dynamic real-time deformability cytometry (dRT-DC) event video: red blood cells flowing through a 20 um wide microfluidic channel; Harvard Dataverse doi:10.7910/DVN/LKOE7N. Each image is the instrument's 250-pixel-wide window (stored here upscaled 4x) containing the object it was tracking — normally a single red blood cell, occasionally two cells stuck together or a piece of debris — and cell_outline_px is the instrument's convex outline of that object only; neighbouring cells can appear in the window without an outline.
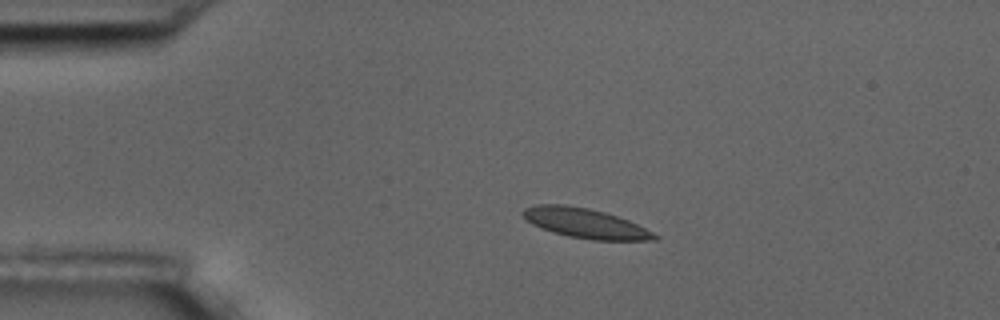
{"species": "common noctule bat (a hibernating species)", "species_latin": "Nyctalus noctula", "temperature_condition": "room temperature", "stored_images_in_passage": 4, "camera_frame_rate_fps": 3000, "um_per_image_px": 0.085, "animal": {"sex": "male", "body_mass_g": 17.5, "forearm_length_mm": 52.3}, "frame": {"image": 1, "passage_image": 3, "time_ms": 2.0, "image_size_px": [1000, 320], "cell_outline_px": [[660, 236], [656, 240], [592, 240], [568, 236], [552, 232], [540, 228], [524, 220], [520, 212], [524, 208], [540, 204], [564, 204], [588, 208], [604, 212], [628, 220]], "centroid_in_image_um": [49.68, 18.97], "position_along_channel_um": 35.3, "area_um2": 22.83}}